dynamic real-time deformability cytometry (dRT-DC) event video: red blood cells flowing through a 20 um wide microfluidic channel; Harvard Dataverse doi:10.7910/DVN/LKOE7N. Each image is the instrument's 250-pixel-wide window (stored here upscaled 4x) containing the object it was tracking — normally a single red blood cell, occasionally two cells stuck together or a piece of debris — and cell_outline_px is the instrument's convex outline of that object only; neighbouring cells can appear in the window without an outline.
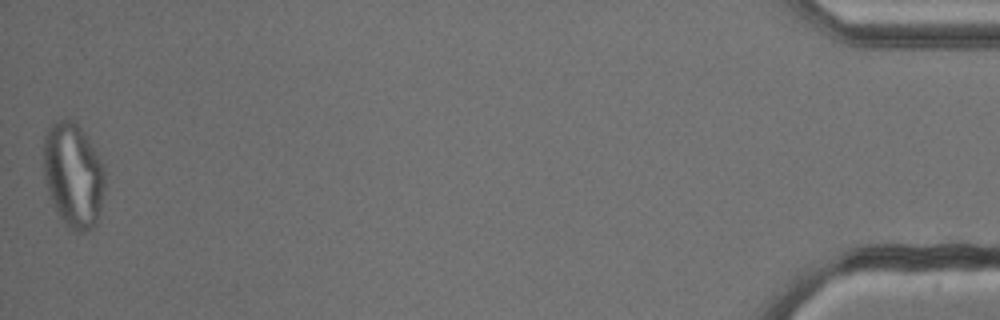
{"species": "common noctule bat (a hibernating species)", "species_latin": "Nyctalus noctula", "temperature_condition": "cold", "stored_images_in_passage": 53, "camera_frame_rate_fps": 3000, "um_per_image_px": 0.085, "animal": {"sex": "male", "body_mass_g": 13.3}, "frame": {"image": 1, "passage_image": 53, "time_ms": 17.333, "image_size_px": [1000, 320], "cell_outline_px": [[104, 188], [100, 212], [96, 224], [92, 228], [84, 232], [72, 232], [64, 224], [52, 200], [44, 180], [44, 136], [52, 120], [68, 116], [76, 120], [88, 136], [104, 164]], "centroid_in_image_um": [6.24, 14.81], "position_along_channel_um": 429.0, "area_um2": 38.26}}